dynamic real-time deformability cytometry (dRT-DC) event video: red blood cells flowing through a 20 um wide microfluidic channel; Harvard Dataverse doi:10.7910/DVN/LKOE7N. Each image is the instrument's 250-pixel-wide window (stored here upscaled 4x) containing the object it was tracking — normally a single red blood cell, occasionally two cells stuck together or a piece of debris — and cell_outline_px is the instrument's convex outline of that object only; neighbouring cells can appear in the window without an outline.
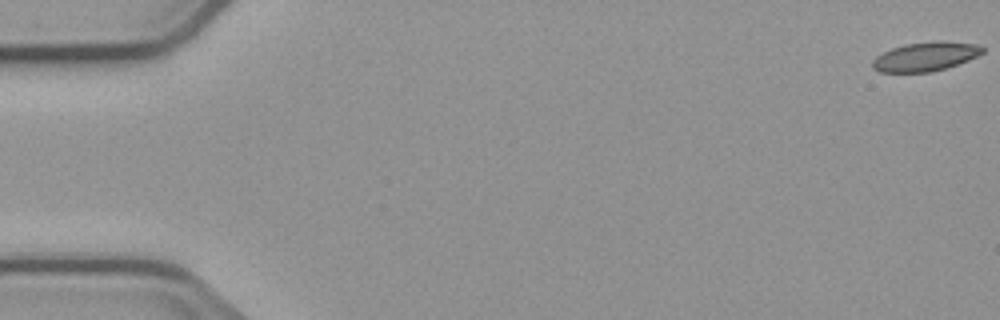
{"species": "common noctule bat (a hibernating species)", "species_latin": "Nyctalus noctula", "temperature_condition": "cold", "stored_images_in_passage": 6, "camera_frame_rate_fps": 3000, "um_per_image_px": 0.085, "animal": {"sex": "male", "body_mass_g": 23.1, "forearm_length_mm": 52.7}, "frame": {"image": 1, "passage_image": 1, "time_ms": 0.0, "image_size_px": [1000, 320], "cell_outline_px": [[984, 52], [968, 60], [932, 72], [880, 72], [872, 68], [872, 60], [876, 56], [892, 48], [904, 44], [976, 44], [984, 48]], "centroid_in_image_um": [78.57, 4.87], "position_along_channel_um": 6.4, "area_um2": 17.51}}
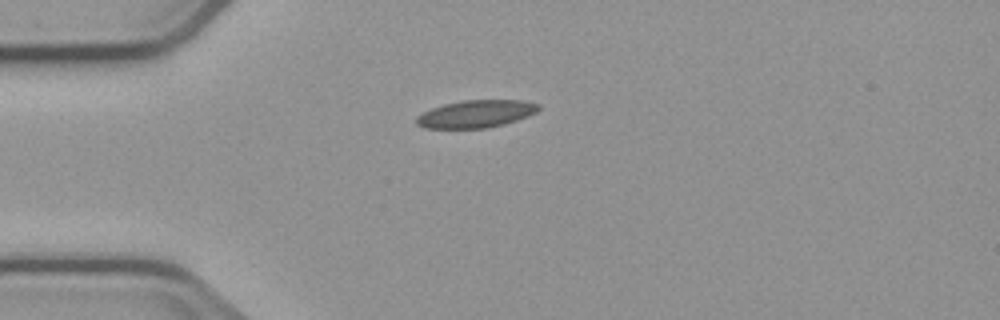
{"frame": {"image": 2, "passage_image": 5, "time_ms": 4.667, "image_size_px": [1000, 320], "cell_outline_px": [[540, 108], [536, 112], [528, 116], [504, 124], [484, 128], [424, 128], [416, 124], [416, 116], [432, 108], [444, 104], [464, 100], [524, 100], [540, 104]], "centroid_in_image_um": [40.47, 9.67], "position_along_channel_um": 44.5, "area_um2": 19.54}}
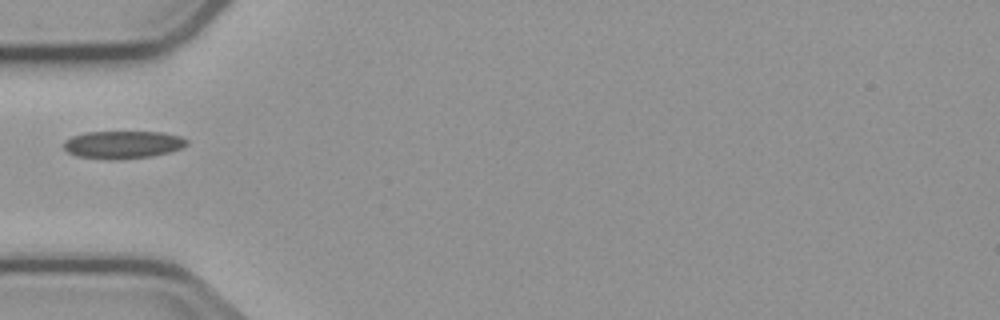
{"frame": {"image": 3, "passage_image": 6, "time_ms": 6.0, "image_size_px": [1000, 320], "cell_outline_px": [[188, 144], [180, 148], [168, 152], [152, 156], [120, 160], [108, 160], [76, 156], [68, 152], [64, 148], [64, 140], [72, 136], [84, 132], [160, 132], [180, 136], [188, 140]], "centroid_in_image_um": [10.41, 12.3], "position_along_channel_um": 74.6, "area_um2": 20.0}}